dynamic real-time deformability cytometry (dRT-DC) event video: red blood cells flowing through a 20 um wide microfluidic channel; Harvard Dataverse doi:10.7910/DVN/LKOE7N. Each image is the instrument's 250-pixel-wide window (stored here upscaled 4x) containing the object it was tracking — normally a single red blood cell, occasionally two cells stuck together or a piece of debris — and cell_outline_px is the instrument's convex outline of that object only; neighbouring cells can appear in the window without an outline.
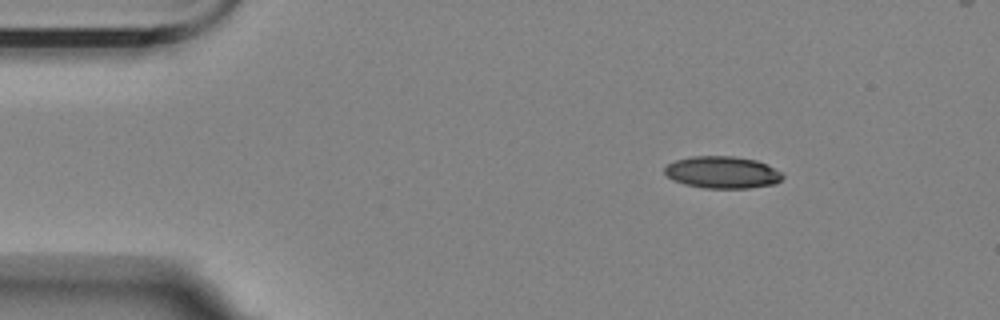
{"species": "Egyptian fruit bat (a non-hibernating species)", "species_latin": "Rousettus aegyptiacus", "temperature_condition": "room temperature", "stored_images_in_passage": 4, "camera_frame_rate_fps": 3000, "um_per_image_px": 0.085, "animal": {"sex": "female"}, "frame": {"image": 1, "passage_image": 2, "time_ms": 1.0, "image_size_px": [1000, 320], "cell_outline_px": [[784, 176], [776, 184], [748, 188], [704, 188], [684, 184], [672, 180], [664, 172], [664, 168], [668, 164], [676, 160], [692, 156], [732, 156], [756, 160], [780, 172]], "centroid_in_image_um": [61.37, 14.65], "position_along_channel_um": 23.6, "area_um2": 21.91}}